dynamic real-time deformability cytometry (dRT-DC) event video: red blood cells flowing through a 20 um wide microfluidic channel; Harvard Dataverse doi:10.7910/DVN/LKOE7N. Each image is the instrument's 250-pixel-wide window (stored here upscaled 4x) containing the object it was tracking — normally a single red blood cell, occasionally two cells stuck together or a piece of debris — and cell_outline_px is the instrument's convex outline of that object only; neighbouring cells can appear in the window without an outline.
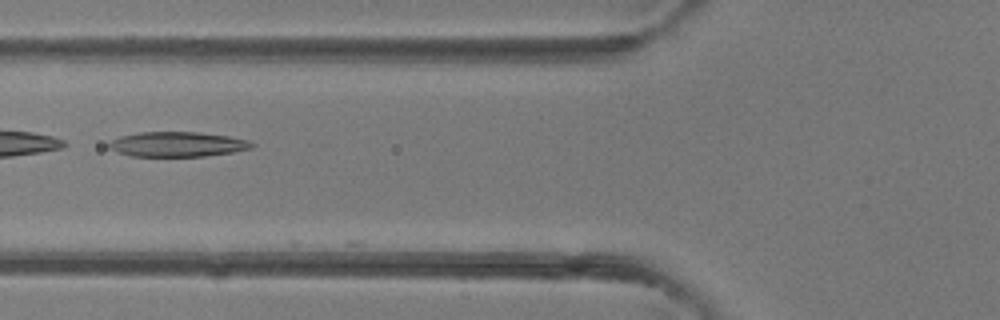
{"species": "common noctule bat (a hibernating species)", "species_latin": "Nyctalus noctula", "temperature_condition": "room temperature", "stored_images_in_passage": 5, "camera_frame_rate_fps": 3000, "um_per_image_px": 0.085, "animal": {"sex": "female"}, "frame": {"image": 1, "passage_image": 5, "time_ms": 4.333, "image_size_px": [1000, 320], "cell_outline_px": [[256, 144], [252, 148], [232, 152], [204, 156], [132, 156], [116, 152], [108, 148], [108, 144], [112, 140], [120, 136], [140, 132], [200, 132], [228, 136], [252, 140]], "centroid_in_image_um": [15.11, 12.26], "position_along_channel_um": 110.7, "area_um2": 20.87}}